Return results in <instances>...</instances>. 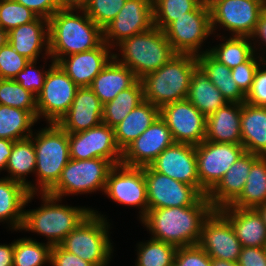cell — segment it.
<instances>
[{"label":"cell","mask_w":266,"mask_h":266,"mask_svg":"<svg viewBox=\"0 0 266 266\" xmlns=\"http://www.w3.org/2000/svg\"><path fill=\"white\" fill-rule=\"evenodd\" d=\"M214 211L207 196L194 205L148 209L141 223L152 239L178 247L198 245L204 221Z\"/></svg>","instance_id":"6da1fadb"},{"label":"cell","mask_w":266,"mask_h":266,"mask_svg":"<svg viewBox=\"0 0 266 266\" xmlns=\"http://www.w3.org/2000/svg\"><path fill=\"white\" fill-rule=\"evenodd\" d=\"M83 14L78 15L75 11ZM49 56L54 63L71 54L97 48L103 42V30L82 8H61L48 20Z\"/></svg>","instance_id":"7a4b0ae2"},{"label":"cell","mask_w":266,"mask_h":266,"mask_svg":"<svg viewBox=\"0 0 266 266\" xmlns=\"http://www.w3.org/2000/svg\"><path fill=\"white\" fill-rule=\"evenodd\" d=\"M198 67L193 54L177 53L158 70L141 80L144 100L158 108L187 98L192 74Z\"/></svg>","instance_id":"3957f363"},{"label":"cell","mask_w":266,"mask_h":266,"mask_svg":"<svg viewBox=\"0 0 266 266\" xmlns=\"http://www.w3.org/2000/svg\"><path fill=\"white\" fill-rule=\"evenodd\" d=\"M41 207L24 211V220L20 230L31 231L46 236L51 247L60 245L93 209L58 204L60 198L40 193Z\"/></svg>","instance_id":"277c9868"},{"label":"cell","mask_w":266,"mask_h":266,"mask_svg":"<svg viewBox=\"0 0 266 266\" xmlns=\"http://www.w3.org/2000/svg\"><path fill=\"white\" fill-rule=\"evenodd\" d=\"M35 133V136H30L34 139L36 151L37 184L33 186V193H48L56 185L62 170L71 159L68 133L58 123H49L48 127Z\"/></svg>","instance_id":"5b68a950"},{"label":"cell","mask_w":266,"mask_h":266,"mask_svg":"<svg viewBox=\"0 0 266 266\" xmlns=\"http://www.w3.org/2000/svg\"><path fill=\"white\" fill-rule=\"evenodd\" d=\"M117 47L121 51V58L119 59L120 55L116 53L114 59L133 71L139 80L158 70L177 54L165 32L155 26L125 39Z\"/></svg>","instance_id":"8992f818"},{"label":"cell","mask_w":266,"mask_h":266,"mask_svg":"<svg viewBox=\"0 0 266 266\" xmlns=\"http://www.w3.org/2000/svg\"><path fill=\"white\" fill-rule=\"evenodd\" d=\"M110 224L95 210L61 242L60 246L69 253L94 264L107 266L113 253L109 230ZM109 236V237H108Z\"/></svg>","instance_id":"52a82bcc"},{"label":"cell","mask_w":266,"mask_h":266,"mask_svg":"<svg viewBox=\"0 0 266 266\" xmlns=\"http://www.w3.org/2000/svg\"><path fill=\"white\" fill-rule=\"evenodd\" d=\"M114 165L103 158L89 160L70 159L62 170L56 185L48 192L49 195L62 199L69 194L104 192L107 176Z\"/></svg>","instance_id":"ba28073f"},{"label":"cell","mask_w":266,"mask_h":266,"mask_svg":"<svg viewBox=\"0 0 266 266\" xmlns=\"http://www.w3.org/2000/svg\"><path fill=\"white\" fill-rule=\"evenodd\" d=\"M42 90L36 96L37 120L58 123L68 112L79 88L63 69L51 59Z\"/></svg>","instance_id":"9c48e42d"},{"label":"cell","mask_w":266,"mask_h":266,"mask_svg":"<svg viewBox=\"0 0 266 266\" xmlns=\"http://www.w3.org/2000/svg\"><path fill=\"white\" fill-rule=\"evenodd\" d=\"M244 152L242 144L204 140L196 145L200 193L207 196Z\"/></svg>","instance_id":"30bf717a"},{"label":"cell","mask_w":266,"mask_h":266,"mask_svg":"<svg viewBox=\"0 0 266 266\" xmlns=\"http://www.w3.org/2000/svg\"><path fill=\"white\" fill-rule=\"evenodd\" d=\"M164 32L176 53L197 56L209 52V49L200 51V47L212 35L210 10L201 4L173 21Z\"/></svg>","instance_id":"8fae6325"},{"label":"cell","mask_w":266,"mask_h":266,"mask_svg":"<svg viewBox=\"0 0 266 266\" xmlns=\"http://www.w3.org/2000/svg\"><path fill=\"white\" fill-rule=\"evenodd\" d=\"M266 0H224L211 10V28L224 27L232 36L251 37L256 29Z\"/></svg>","instance_id":"7c38bea8"},{"label":"cell","mask_w":266,"mask_h":266,"mask_svg":"<svg viewBox=\"0 0 266 266\" xmlns=\"http://www.w3.org/2000/svg\"><path fill=\"white\" fill-rule=\"evenodd\" d=\"M104 193L114 202L140 208V220L148 212L143 167L114 165L108 173Z\"/></svg>","instance_id":"4fadbf2b"},{"label":"cell","mask_w":266,"mask_h":266,"mask_svg":"<svg viewBox=\"0 0 266 266\" xmlns=\"http://www.w3.org/2000/svg\"><path fill=\"white\" fill-rule=\"evenodd\" d=\"M148 209L194 205L203 195L191 185L182 183L144 166Z\"/></svg>","instance_id":"5bb4252c"},{"label":"cell","mask_w":266,"mask_h":266,"mask_svg":"<svg viewBox=\"0 0 266 266\" xmlns=\"http://www.w3.org/2000/svg\"><path fill=\"white\" fill-rule=\"evenodd\" d=\"M68 139L73 160L103 158L113 165L121 164L122 151L116 144L114 128L104 123L78 133H68Z\"/></svg>","instance_id":"9a60e30c"},{"label":"cell","mask_w":266,"mask_h":266,"mask_svg":"<svg viewBox=\"0 0 266 266\" xmlns=\"http://www.w3.org/2000/svg\"><path fill=\"white\" fill-rule=\"evenodd\" d=\"M160 117L175 143L199 145L206 136V117L186 98L160 108Z\"/></svg>","instance_id":"2e32d148"},{"label":"cell","mask_w":266,"mask_h":266,"mask_svg":"<svg viewBox=\"0 0 266 266\" xmlns=\"http://www.w3.org/2000/svg\"><path fill=\"white\" fill-rule=\"evenodd\" d=\"M154 27L152 0H126L116 17L103 29V41L111 48L133 35Z\"/></svg>","instance_id":"e0dca14e"},{"label":"cell","mask_w":266,"mask_h":266,"mask_svg":"<svg viewBox=\"0 0 266 266\" xmlns=\"http://www.w3.org/2000/svg\"><path fill=\"white\" fill-rule=\"evenodd\" d=\"M198 245L211 259L230 262H237L242 250L231 223L218 210L204 221Z\"/></svg>","instance_id":"ac0fdd59"},{"label":"cell","mask_w":266,"mask_h":266,"mask_svg":"<svg viewBox=\"0 0 266 266\" xmlns=\"http://www.w3.org/2000/svg\"><path fill=\"white\" fill-rule=\"evenodd\" d=\"M174 143L171 131L159 116L122 151L121 164L129 167L149 166L164 149Z\"/></svg>","instance_id":"d6986e66"},{"label":"cell","mask_w":266,"mask_h":266,"mask_svg":"<svg viewBox=\"0 0 266 266\" xmlns=\"http://www.w3.org/2000/svg\"><path fill=\"white\" fill-rule=\"evenodd\" d=\"M150 166L161 174L194 186L200 192L195 145L174 143L164 149Z\"/></svg>","instance_id":"ffe728a7"},{"label":"cell","mask_w":266,"mask_h":266,"mask_svg":"<svg viewBox=\"0 0 266 266\" xmlns=\"http://www.w3.org/2000/svg\"><path fill=\"white\" fill-rule=\"evenodd\" d=\"M111 49L103 41L97 48L61 58L57 64L78 87H89L94 78L114 58Z\"/></svg>","instance_id":"44dd1931"},{"label":"cell","mask_w":266,"mask_h":266,"mask_svg":"<svg viewBox=\"0 0 266 266\" xmlns=\"http://www.w3.org/2000/svg\"><path fill=\"white\" fill-rule=\"evenodd\" d=\"M103 104L90 87H79L68 112L58 124L67 133H78L102 123Z\"/></svg>","instance_id":"7402d4cb"},{"label":"cell","mask_w":266,"mask_h":266,"mask_svg":"<svg viewBox=\"0 0 266 266\" xmlns=\"http://www.w3.org/2000/svg\"><path fill=\"white\" fill-rule=\"evenodd\" d=\"M259 155L244 152L224 174L219 183L207 194L214 210L230 206L241 194L248 178L251 165Z\"/></svg>","instance_id":"603a6c76"},{"label":"cell","mask_w":266,"mask_h":266,"mask_svg":"<svg viewBox=\"0 0 266 266\" xmlns=\"http://www.w3.org/2000/svg\"><path fill=\"white\" fill-rule=\"evenodd\" d=\"M8 42L16 52L29 61H37L42 49L49 57L48 19L37 17L34 21L20 25L8 32Z\"/></svg>","instance_id":"cb8c5ba5"},{"label":"cell","mask_w":266,"mask_h":266,"mask_svg":"<svg viewBox=\"0 0 266 266\" xmlns=\"http://www.w3.org/2000/svg\"><path fill=\"white\" fill-rule=\"evenodd\" d=\"M218 211L231 223L242 247H266V225L256 208L227 206Z\"/></svg>","instance_id":"d4e9b609"},{"label":"cell","mask_w":266,"mask_h":266,"mask_svg":"<svg viewBox=\"0 0 266 266\" xmlns=\"http://www.w3.org/2000/svg\"><path fill=\"white\" fill-rule=\"evenodd\" d=\"M241 103H227L206 117L205 140L241 144Z\"/></svg>","instance_id":"484cf974"},{"label":"cell","mask_w":266,"mask_h":266,"mask_svg":"<svg viewBox=\"0 0 266 266\" xmlns=\"http://www.w3.org/2000/svg\"><path fill=\"white\" fill-rule=\"evenodd\" d=\"M36 193H29L27 187L7 176L0 179V222L10 223V229L19 230L24 220V207Z\"/></svg>","instance_id":"4316f807"},{"label":"cell","mask_w":266,"mask_h":266,"mask_svg":"<svg viewBox=\"0 0 266 266\" xmlns=\"http://www.w3.org/2000/svg\"><path fill=\"white\" fill-rule=\"evenodd\" d=\"M240 126L245 151L266 156V107L241 103Z\"/></svg>","instance_id":"83f0119b"},{"label":"cell","mask_w":266,"mask_h":266,"mask_svg":"<svg viewBox=\"0 0 266 266\" xmlns=\"http://www.w3.org/2000/svg\"><path fill=\"white\" fill-rule=\"evenodd\" d=\"M138 80L133 71L113 58L94 78L89 87L104 105L112 101L120 91L133 86Z\"/></svg>","instance_id":"f1b7e54d"},{"label":"cell","mask_w":266,"mask_h":266,"mask_svg":"<svg viewBox=\"0 0 266 266\" xmlns=\"http://www.w3.org/2000/svg\"><path fill=\"white\" fill-rule=\"evenodd\" d=\"M160 116V108L144 100L114 127L115 141L123 151Z\"/></svg>","instance_id":"f546056e"},{"label":"cell","mask_w":266,"mask_h":266,"mask_svg":"<svg viewBox=\"0 0 266 266\" xmlns=\"http://www.w3.org/2000/svg\"><path fill=\"white\" fill-rule=\"evenodd\" d=\"M187 99L205 116H209L228 102L198 66L192 74Z\"/></svg>","instance_id":"4dcf8cb0"},{"label":"cell","mask_w":266,"mask_h":266,"mask_svg":"<svg viewBox=\"0 0 266 266\" xmlns=\"http://www.w3.org/2000/svg\"><path fill=\"white\" fill-rule=\"evenodd\" d=\"M198 66L222 93L228 103H243L246 95L233 80L231 69L216 60L209 52L197 55Z\"/></svg>","instance_id":"1f68e13d"},{"label":"cell","mask_w":266,"mask_h":266,"mask_svg":"<svg viewBox=\"0 0 266 266\" xmlns=\"http://www.w3.org/2000/svg\"><path fill=\"white\" fill-rule=\"evenodd\" d=\"M36 151L33 139L26 138L14 141L11 155L8 159L6 170L10 174L7 178L19 182L27 187L29 193H33L32 182L26 181L27 174L35 173Z\"/></svg>","instance_id":"d6a6232c"},{"label":"cell","mask_w":266,"mask_h":266,"mask_svg":"<svg viewBox=\"0 0 266 266\" xmlns=\"http://www.w3.org/2000/svg\"><path fill=\"white\" fill-rule=\"evenodd\" d=\"M266 203V156L252 165L240 196L230 205L237 208H257Z\"/></svg>","instance_id":"836d02e7"},{"label":"cell","mask_w":266,"mask_h":266,"mask_svg":"<svg viewBox=\"0 0 266 266\" xmlns=\"http://www.w3.org/2000/svg\"><path fill=\"white\" fill-rule=\"evenodd\" d=\"M143 101V86L141 80H138L133 86L120 91L112 101L103 105L102 123L114 128Z\"/></svg>","instance_id":"e575fe53"},{"label":"cell","mask_w":266,"mask_h":266,"mask_svg":"<svg viewBox=\"0 0 266 266\" xmlns=\"http://www.w3.org/2000/svg\"><path fill=\"white\" fill-rule=\"evenodd\" d=\"M37 121L29 111L0 105V138L12 141L29 138Z\"/></svg>","instance_id":"d590c367"},{"label":"cell","mask_w":266,"mask_h":266,"mask_svg":"<svg viewBox=\"0 0 266 266\" xmlns=\"http://www.w3.org/2000/svg\"><path fill=\"white\" fill-rule=\"evenodd\" d=\"M224 42L209 49V53L220 63L232 69L246 62L254 53L255 46L251 43L250 37L231 36Z\"/></svg>","instance_id":"8d00e7d4"},{"label":"cell","mask_w":266,"mask_h":266,"mask_svg":"<svg viewBox=\"0 0 266 266\" xmlns=\"http://www.w3.org/2000/svg\"><path fill=\"white\" fill-rule=\"evenodd\" d=\"M137 245L135 266H174L176 246L152 238Z\"/></svg>","instance_id":"74e56055"},{"label":"cell","mask_w":266,"mask_h":266,"mask_svg":"<svg viewBox=\"0 0 266 266\" xmlns=\"http://www.w3.org/2000/svg\"><path fill=\"white\" fill-rule=\"evenodd\" d=\"M49 244L40 243L32 238L14 241L13 266H42L50 263Z\"/></svg>","instance_id":"f35d334b"},{"label":"cell","mask_w":266,"mask_h":266,"mask_svg":"<svg viewBox=\"0 0 266 266\" xmlns=\"http://www.w3.org/2000/svg\"><path fill=\"white\" fill-rule=\"evenodd\" d=\"M152 2L154 26L163 31L184 13L194 11L201 5L200 0H152Z\"/></svg>","instance_id":"ab89813d"},{"label":"cell","mask_w":266,"mask_h":266,"mask_svg":"<svg viewBox=\"0 0 266 266\" xmlns=\"http://www.w3.org/2000/svg\"><path fill=\"white\" fill-rule=\"evenodd\" d=\"M0 105L29 111L37 119L36 96L14 79H0Z\"/></svg>","instance_id":"60d3db41"},{"label":"cell","mask_w":266,"mask_h":266,"mask_svg":"<svg viewBox=\"0 0 266 266\" xmlns=\"http://www.w3.org/2000/svg\"><path fill=\"white\" fill-rule=\"evenodd\" d=\"M38 16L16 0H0V25L7 32L34 21Z\"/></svg>","instance_id":"b9f144b4"},{"label":"cell","mask_w":266,"mask_h":266,"mask_svg":"<svg viewBox=\"0 0 266 266\" xmlns=\"http://www.w3.org/2000/svg\"><path fill=\"white\" fill-rule=\"evenodd\" d=\"M125 3L126 0H86L81 8L103 30Z\"/></svg>","instance_id":"7bdbcfd3"},{"label":"cell","mask_w":266,"mask_h":266,"mask_svg":"<svg viewBox=\"0 0 266 266\" xmlns=\"http://www.w3.org/2000/svg\"><path fill=\"white\" fill-rule=\"evenodd\" d=\"M28 62L7 42L0 48V79H14Z\"/></svg>","instance_id":"ee69618b"},{"label":"cell","mask_w":266,"mask_h":266,"mask_svg":"<svg viewBox=\"0 0 266 266\" xmlns=\"http://www.w3.org/2000/svg\"><path fill=\"white\" fill-rule=\"evenodd\" d=\"M256 55L254 53L246 62L231 69L233 80L245 95L251 90L257 68L265 60L263 53L260 57Z\"/></svg>","instance_id":"f6af8a7d"},{"label":"cell","mask_w":266,"mask_h":266,"mask_svg":"<svg viewBox=\"0 0 266 266\" xmlns=\"http://www.w3.org/2000/svg\"><path fill=\"white\" fill-rule=\"evenodd\" d=\"M37 61H29L27 65L14 78L25 90L30 91L35 96L39 94L44 85L47 71L36 69Z\"/></svg>","instance_id":"bcb514c9"},{"label":"cell","mask_w":266,"mask_h":266,"mask_svg":"<svg viewBox=\"0 0 266 266\" xmlns=\"http://www.w3.org/2000/svg\"><path fill=\"white\" fill-rule=\"evenodd\" d=\"M174 266H212V259L199 245L178 247Z\"/></svg>","instance_id":"7dc6e473"},{"label":"cell","mask_w":266,"mask_h":266,"mask_svg":"<svg viewBox=\"0 0 266 266\" xmlns=\"http://www.w3.org/2000/svg\"><path fill=\"white\" fill-rule=\"evenodd\" d=\"M266 60L257 68L251 90L247 93L245 102L254 106L266 107ZM261 66L263 68H261Z\"/></svg>","instance_id":"c3c4849f"},{"label":"cell","mask_w":266,"mask_h":266,"mask_svg":"<svg viewBox=\"0 0 266 266\" xmlns=\"http://www.w3.org/2000/svg\"><path fill=\"white\" fill-rule=\"evenodd\" d=\"M49 264L52 266H95L64 250L60 245L51 247Z\"/></svg>","instance_id":"681fc988"},{"label":"cell","mask_w":266,"mask_h":266,"mask_svg":"<svg viewBox=\"0 0 266 266\" xmlns=\"http://www.w3.org/2000/svg\"><path fill=\"white\" fill-rule=\"evenodd\" d=\"M31 11L38 17L50 19L51 16L62 7L56 0H16Z\"/></svg>","instance_id":"f907efd6"},{"label":"cell","mask_w":266,"mask_h":266,"mask_svg":"<svg viewBox=\"0 0 266 266\" xmlns=\"http://www.w3.org/2000/svg\"><path fill=\"white\" fill-rule=\"evenodd\" d=\"M239 266H266V247H242Z\"/></svg>","instance_id":"816d5d0a"},{"label":"cell","mask_w":266,"mask_h":266,"mask_svg":"<svg viewBox=\"0 0 266 266\" xmlns=\"http://www.w3.org/2000/svg\"><path fill=\"white\" fill-rule=\"evenodd\" d=\"M250 38L252 41L254 40L256 41V38H257L256 43L261 40L262 42L260 41L259 45L263 43L262 45L266 46V8L261 12L257 25H256V29Z\"/></svg>","instance_id":"f5cc1de1"},{"label":"cell","mask_w":266,"mask_h":266,"mask_svg":"<svg viewBox=\"0 0 266 266\" xmlns=\"http://www.w3.org/2000/svg\"><path fill=\"white\" fill-rule=\"evenodd\" d=\"M13 144L14 141L12 140L0 138V171L6 170Z\"/></svg>","instance_id":"db71d44e"},{"label":"cell","mask_w":266,"mask_h":266,"mask_svg":"<svg viewBox=\"0 0 266 266\" xmlns=\"http://www.w3.org/2000/svg\"><path fill=\"white\" fill-rule=\"evenodd\" d=\"M14 242L0 245V266H13Z\"/></svg>","instance_id":"11a10c76"},{"label":"cell","mask_w":266,"mask_h":266,"mask_svg":"<svg viewBox=\"0 0 266 266\" xmlns=\"http://www.w3.org/2000/svg\"><path fill=\"white\" fill-rule=\"evenodd\" d=\"M62 8L74 7L81 8L86 0H56Z\"/></svg>","instance_id":"9f6ffc18"},{"label":"cell","mask_w":266,"mask_h":266,"mask_svg":"<svg viewBox=\"0 0 266 266\" xmlns=\"http://www.w3.org/2000/svg\"><path fill=\"white\" fill-rule=\"evenodd\" d=\"M212 266H239L237 262H230L220 259H212Z\"/></svg>","instance_id":"6f0895ef"},{"label":"cell","mask_w":266,"mask_h":266,"mask_svg":"<svg viewBox=\"0 0 266 266\" xmlns=\"http://www.w3.org/2000/svg\"><path fill=\"white\" fill-rule=\"evenodd\" d=\"M224 0H200V3L208 10H211L215 5Z\"/></svg>","instance_id":"680465c9"},{"label":"cell","mask_w":266,"mask_h":266,"mask_svg":"<svg viewBox=\"0 0 266 266\" xmlns=\"http://www.w3.org/2000/svg\"><path fill=\"white\" fill-rule=\"evenodd\" d=\"M8 42V32L0 28V48Z\"/></svg>","instance_id":"91938a15"},{"label":"cell","mask_w":266,"mask_h":266,"mask_svg":"<svg viewBox=\"0 0 266 266\" xmlns=\"http://www.w3.org/2000/svg\"><path fill=\"white\" fill-rule=\"evenodd\" d=\"M256 209H257V210L259 211V213L261 214V216H262V218H263V221H264V223H265V225H266V203L263 204V205L258 206Z\"/></svg>","instance_id":"94428289"}]
</instances>
